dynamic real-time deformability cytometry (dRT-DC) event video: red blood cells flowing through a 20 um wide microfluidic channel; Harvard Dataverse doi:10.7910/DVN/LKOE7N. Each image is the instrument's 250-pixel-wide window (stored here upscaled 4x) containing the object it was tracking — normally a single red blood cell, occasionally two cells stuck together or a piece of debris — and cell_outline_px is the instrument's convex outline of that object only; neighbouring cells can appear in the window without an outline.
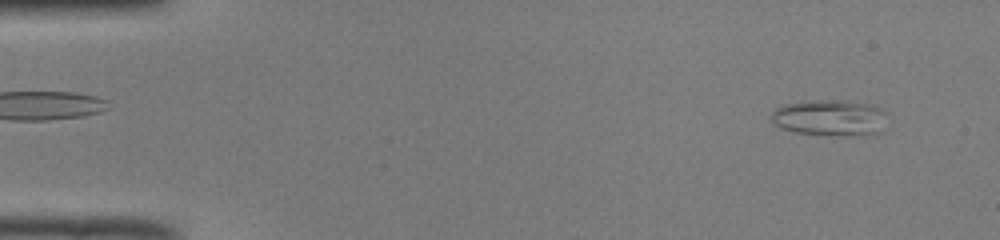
{"species": "common noctule bat (a hibernating species)", "species_latin": "Nyctalus noctula", "temperature_condition": "room temperature", "stored_images_in_passage": 47, "camera_frame_rate_fps": 3000, "um_per_image_px": 0.085, "animal": {"sex": "male", "body_mass_g": 19.0, "forearm_length_mm": 50.8}, "frame": {"image": 1, "passage_image": 2, "time_ms": 0.333, "image_size_px": [1000, 240], "cell_outline_px": [[892, 116], [880, 132], [864, 136], [844, 136], [796, 132], [780, 128], [772, 124], [772, 112], [776, 108], [784, 104], [804, 100], [852, 100], [872, 104], [884, 108]], "centroid_in_image_um": [70.67, 10.0], "position_along_channel_um": 14.3, "area_um2": 25.55}}
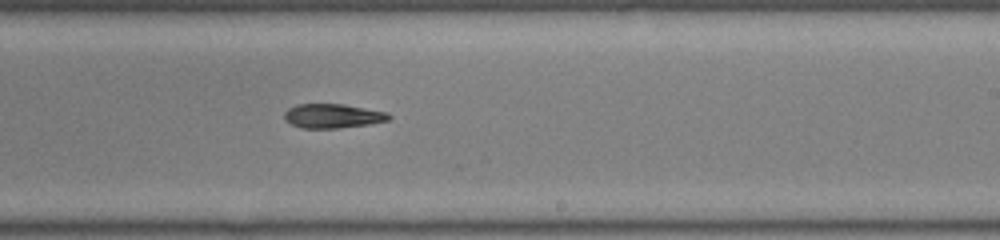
{"frame": {"image": 2, "passage_image": 29, "time_ms": 9.333, "image_size_px": [1000, 240], "cell_outline_px": [[392, 116], [388, 120], [372, 124], [340, 128], [300, 128], [284, 120], [284, 112], [288, 108], [296, 104], [344, 104], [388, 112]], "centroid_in_image_um": [28.28, 9.86], "position_along_channel_um": 260.7, "area_um2": 14.97}}
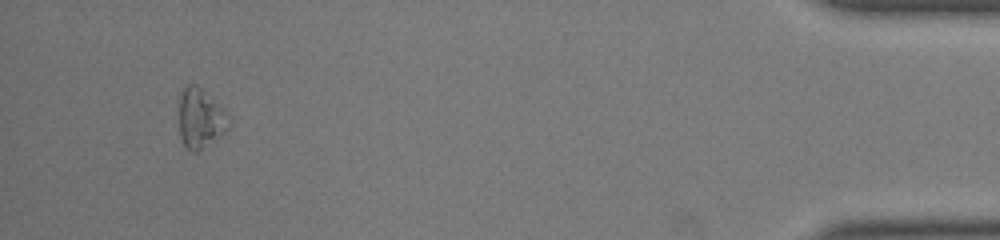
{"frame": {"image": 3, "passage_image": 46, "time_ms": 15.0, "image_size_px": [1000, 240], "cell_outline_px": [[232, 128], [196, 152], [192, 152], [184, 144], [180, 136], [180, 96], [184, 88], [188, 84], [196, 84], [228, 112], [232, 116]], "centroid_in_image_um": [17.11, 10.06], "position_along_channel_um": 418.1, "area_um2": 17.46}}